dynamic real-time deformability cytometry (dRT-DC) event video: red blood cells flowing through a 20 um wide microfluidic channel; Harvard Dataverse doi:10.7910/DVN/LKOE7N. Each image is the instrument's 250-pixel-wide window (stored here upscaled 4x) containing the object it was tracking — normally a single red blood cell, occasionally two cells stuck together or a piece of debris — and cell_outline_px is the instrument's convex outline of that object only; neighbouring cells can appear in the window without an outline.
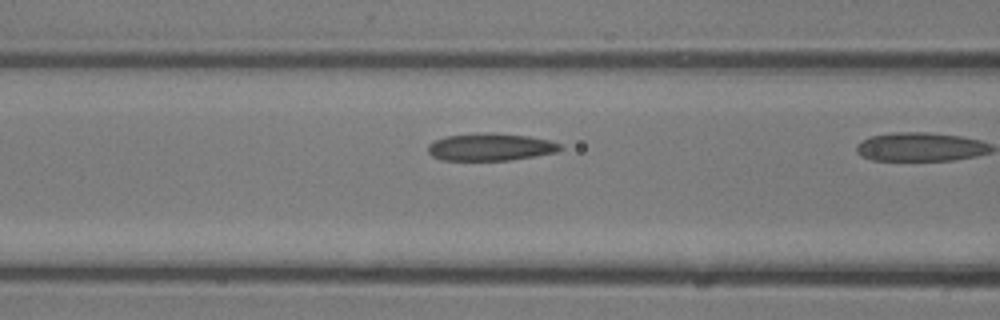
{"species": "common noctule bat (a hibernating species)", "species_latin": "Nyctalus noctula", "temperature_condition": "room temperature", "stored_images_in_passage": 8, "camera_frame_rate_fps": 3000, "um_per_image_px": 0.085, "animal": {"sex": "male", "body_mass_g": 13.3}, "frame": {"image": 1, "passage_image": 7, "time_ms": 2.0, "image_size_px": [1000, 320], "cell_outline_px": [[564, 148], [556, 152], [508, 160], [440, 160], [432, 156], [428, 152], [428, 144], [436, 140], [448, 136], [480, 132], [528, 136], [548, 140], [560, 144]], "centroid_in_image_um": [41.66, 12.5], "position_along_channel_um": 124.9, "area_um2": 20.87}}